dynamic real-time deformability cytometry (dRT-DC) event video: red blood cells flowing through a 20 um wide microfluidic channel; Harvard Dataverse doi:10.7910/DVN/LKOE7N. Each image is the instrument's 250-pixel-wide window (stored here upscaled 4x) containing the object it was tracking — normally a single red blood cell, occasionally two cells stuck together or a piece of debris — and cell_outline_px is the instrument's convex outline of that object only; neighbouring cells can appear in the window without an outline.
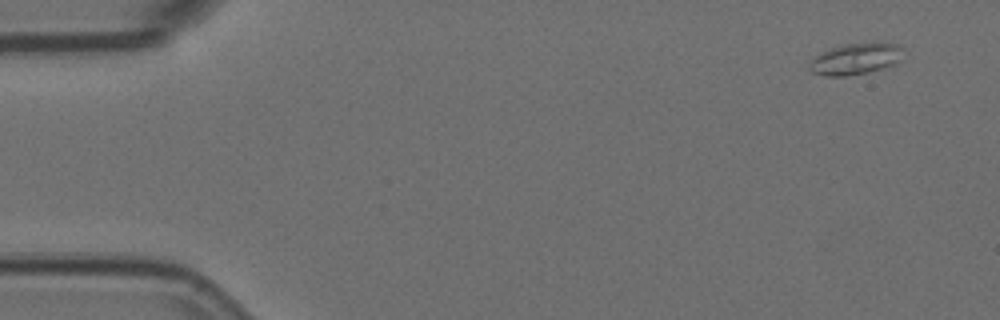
{"species": "Egyptian fruit bat (a non-hibernating species)", "species_latin": "Rousettus aegyptiacus", "temperature_condition": "room temperature", "stored_images_in_passage": 5, "camera_frame_rate_fps": 3000, "um_per_image_px": 0.085, "animal": {"sex": "female"}, "frame": {"image": 1, "passage_image": 1, "time_ms": 0.0, "image_size_px": [1000, 320], "cell_outline_px": [[900, 60], [896, 64], [868, 72], [844, 76], [824, 76], [812, 72], [808, 68], [808, 64], [820, 52], [828, 48], [844, 44], [872, 40], [896, 44], [900, 48]], "centroid_in_image_um": [72.69, 4.97], "position_along_channel_um": 12.3, "area_um2": 17.46}}
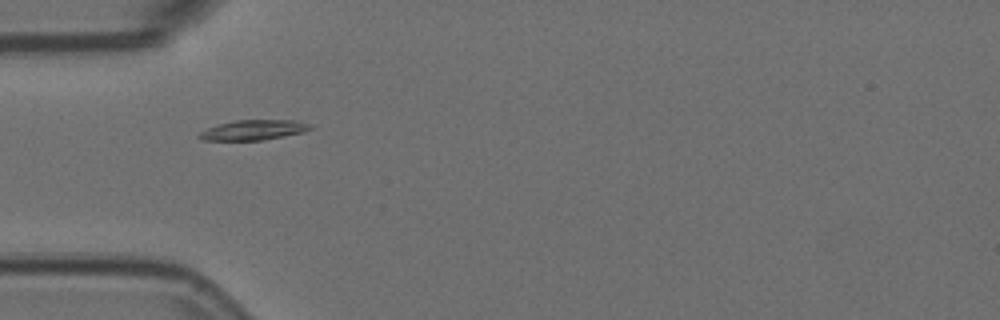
{"frame": {"image": 2, "passage_image": 5, "time_ms": 1.333, "image_size_px": [1000, 320], "cell_outline_px": [[316, 124], [312, 128], [304, 132], [260, 140], [204, 140], [196, 136], [200, 132], [208, 128], [220, 124], [236, 120], [300, 120]], "centroid_in_image_um": [21.64, 11.03], "position_along_channel_um": 63.4, "area_um2": 13.01}}